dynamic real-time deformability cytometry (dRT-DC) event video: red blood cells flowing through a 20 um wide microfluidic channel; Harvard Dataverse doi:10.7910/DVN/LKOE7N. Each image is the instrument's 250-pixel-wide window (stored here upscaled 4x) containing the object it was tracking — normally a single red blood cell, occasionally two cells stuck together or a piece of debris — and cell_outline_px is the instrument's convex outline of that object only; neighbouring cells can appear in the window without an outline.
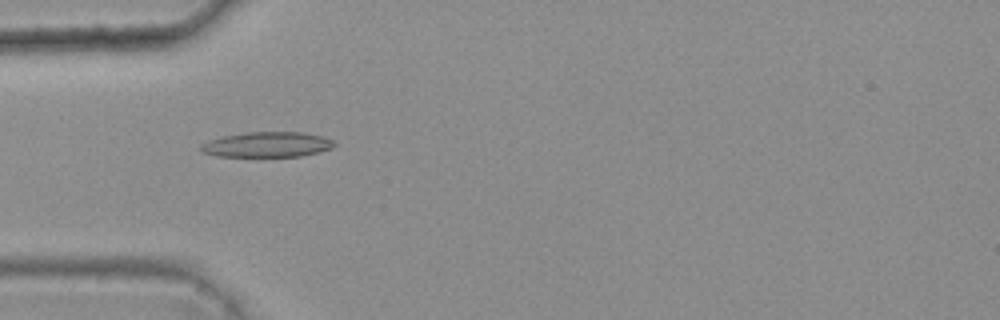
{"species": "common noctule bat (a hibernating species)", "species_latin": "Nyctalus noctula", "temperature_condition": "warm", "stored_images_in_passage": 3, "camera_frame_rate_fps": 3000, "um_per_image_px": 0.085, "animal": {"sex": "female", "body_mass_g": 25.1}, "frame": {"image": 1, "passage_image": 2, "time_ms": 0.333, "image_size_px": [1000, 320], "cell_outline_px": [[336, 144], [332, 148], [320, 152], [300, 156], [216, 156], [204, 152], [200, 148], [200, 144], [208, 140], [224, 136], [244, 132], [304, 132], [324, 136], [332, 140]], "centroid_in_image_um": [22.73, 12.28], "position_along_channel_um": 62.3, "area_um2": 19.65}}
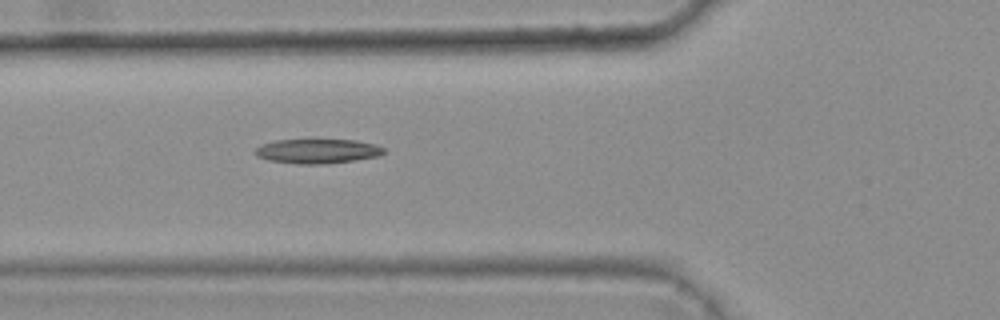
{"frame": {"image": 2, "passage_image": 3, "time_ms": 0.667, "image_size_px": [1000, 320], "cell_outline_px": [[384, 152], [376, 156], [352, 160], [324, 164], [296, 164], [268, 160], [256, 156], [252, 152], [260, 144], [276, 140], [356, 140], [376, 144], [384, 148]], "centroid_in_image_um": [26.91, 12.84], "position_along_channel_um": 98.9, "area_um2": 18.32}}